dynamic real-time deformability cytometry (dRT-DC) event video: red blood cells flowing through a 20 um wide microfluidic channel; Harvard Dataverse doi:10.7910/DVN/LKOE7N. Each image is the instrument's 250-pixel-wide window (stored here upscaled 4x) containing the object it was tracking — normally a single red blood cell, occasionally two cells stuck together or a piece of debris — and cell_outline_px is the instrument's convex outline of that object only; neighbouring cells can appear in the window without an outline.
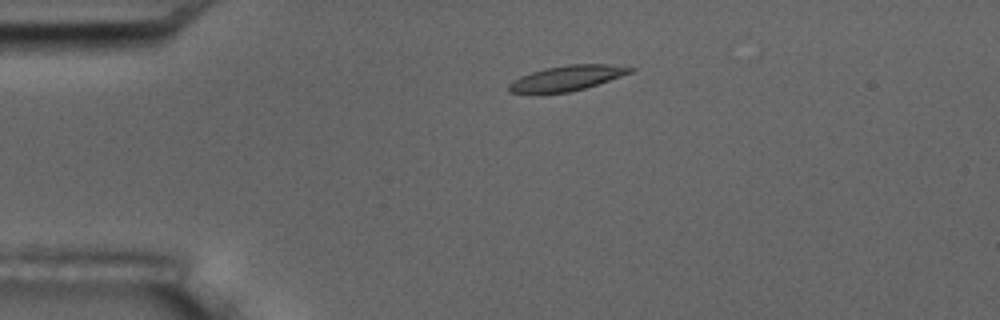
{"species": "common noctule bat (a hibernating species)", "species_latin": "Nyctalus noctula", "temperature_condition": "room temperature", "stored_images_in_passage": 4, "segment_of_instrument_passage": [1, 2], "camera_frame_rate_fps": 3000, "um_per_image_px": 0.085, "animal": {"sex": "male", "body_mass_g": 17.5, "forearm_length_mm": 52.3}, "frame": {"image": 1, "passage_image": 2, "time_ms": 1.0, "image_size_px": [1000, 320], "cell_outline_px": [[636, 68], [632, 72], [584, 88], [568, 92], [508, 92], [508, 84], [512, 80], [520, 76], [544, 68], [568, 64], [608, 64]], "centroid_in_image_um": [48.17, 6.61], "position_along_channel_um": 36.8, "area_um2": 17.4}}